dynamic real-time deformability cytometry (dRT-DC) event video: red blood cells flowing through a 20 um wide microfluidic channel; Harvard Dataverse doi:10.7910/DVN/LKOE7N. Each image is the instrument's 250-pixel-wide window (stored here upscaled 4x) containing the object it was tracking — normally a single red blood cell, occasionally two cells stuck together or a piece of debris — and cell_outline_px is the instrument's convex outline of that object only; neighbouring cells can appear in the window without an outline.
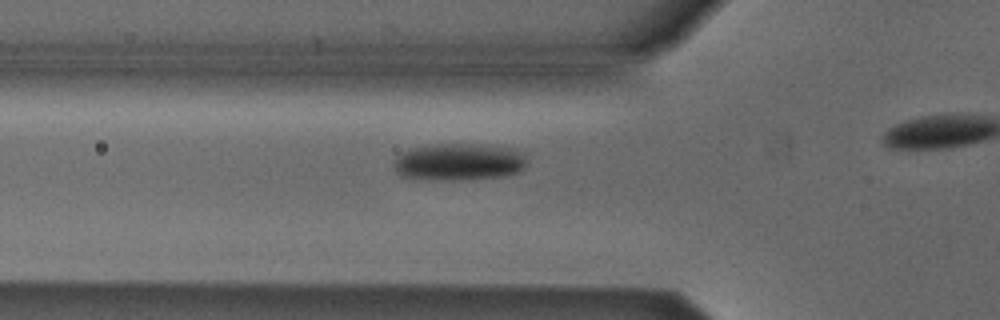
{"species": "Egyptian fruit bat (a non-hibernating species)", "species_latin": "Rousettus aegyptiacus", "temperature_condition": "cold", "stored_images_in_passage": 19, "camera_frame_rate_fps": 3000, "um_per_image_px": 0.085, "animal": {"sex": "male"}, "frame": {"image": 1, "passage_image": 14, "time_ms": 4.333, "image_size_px": [1000, 320], "cell_outline_px": [[524, 168], [516, 172], [500, 176], [460, 180], [448, 180], [400, 176], [392, 168], [392, 160], [396, 156], [408, 148], [436, 144], [492, 144], [512, 148], [524, 152]], "centroid_in_image_um": [38.95, 13.73], "position_along_channel_um": 86.8, "area_um2": 29.02}}